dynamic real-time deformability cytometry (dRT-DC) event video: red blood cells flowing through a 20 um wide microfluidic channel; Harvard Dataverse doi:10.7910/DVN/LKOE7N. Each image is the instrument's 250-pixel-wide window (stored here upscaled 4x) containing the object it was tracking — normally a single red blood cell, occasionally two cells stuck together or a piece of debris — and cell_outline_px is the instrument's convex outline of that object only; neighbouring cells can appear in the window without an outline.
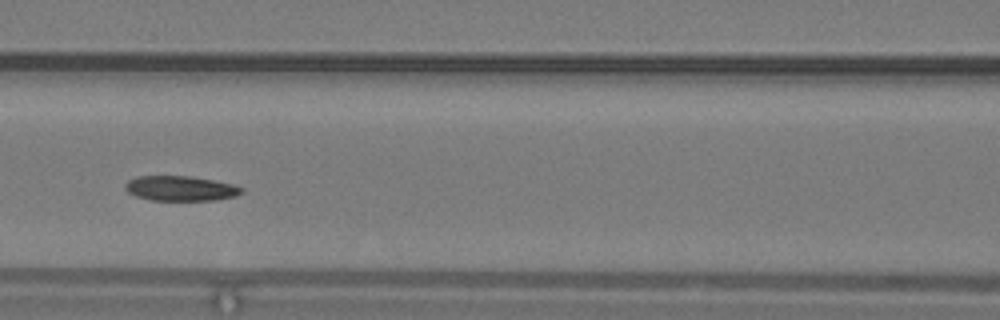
{"species": "common noctule bat (a hibernating species)", "species_latin": "Nyctalus noctula", "temperature_condition": "warm", "stored_images_in_passage": 38, "camera_frame_rate_fps": 3000, "um_per_image_px": 0.085, "animal": {"sex": "male", "body_mass_g": 19.2, "forearm_length_mm": 51.8}, "frame": {"image": 1, "passage_image": 17, "time_ms": 5.333, "image_size_px": [1000, 320], "cell_outline_px": [[244, 192], [236, 196], [212, 200], [152, 200], [136, 196], [128, 192], [124, 188], [124, 184], [128, 180], [136, 176], [192, 176], [232, 184], [244, 188]], "centroid_in_image_um": [15.33, 16.01], "position_along_channel_um": 151.3, "area_um2": 16.94}, "authors_computed_cell_mechanics": {"area_um2": 17.8313, "velocity_mm_per_s": 4.1303, "shape_relaxation_time_tau1_ms": 4.1166, "shape_relaxation_time_tau2_ms": null, "deformation_change_tau1": 0.1306, "deformation_change_tau2": null}}